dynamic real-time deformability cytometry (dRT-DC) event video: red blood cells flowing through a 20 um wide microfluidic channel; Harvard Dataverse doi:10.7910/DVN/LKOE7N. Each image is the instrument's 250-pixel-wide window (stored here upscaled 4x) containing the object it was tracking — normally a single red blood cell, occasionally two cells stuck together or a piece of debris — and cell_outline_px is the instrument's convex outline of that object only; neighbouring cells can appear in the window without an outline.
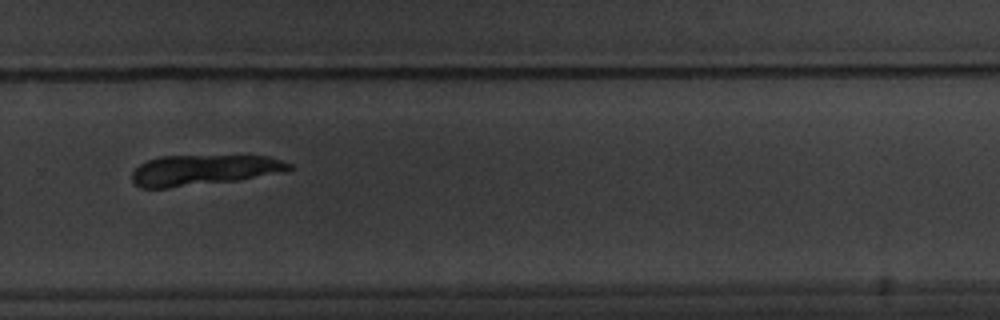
{"species": "common noctule bat (a hibernating species)", "species_latin": "Nyctalus noctula", "temperature_condition": "warm", "stored_images_in_passage": 14, "camera_frame_rate_fps": 3000, "um_per_image_px": 0.085, "animal": {"sex": "male", "body_mass_g": 20.1, "forearm_length_mm": 53.5}, "frame": {"image": 1, "passage_image": 14, "time_ms": 15.667, "image_size_px": [1000, 320], "cell_outline_px": [[292, 168], [288, 172], [236, 180], [168, 188], [140, 188], [132, 180], [132, 172], [140, 164], [148, 160], [160, 156], [272, 156], [292, 164]], "centroid_in_image_um": [17.35, 14.45], "position_along_channel_um": 312.4, "area_um2": 27.98}}